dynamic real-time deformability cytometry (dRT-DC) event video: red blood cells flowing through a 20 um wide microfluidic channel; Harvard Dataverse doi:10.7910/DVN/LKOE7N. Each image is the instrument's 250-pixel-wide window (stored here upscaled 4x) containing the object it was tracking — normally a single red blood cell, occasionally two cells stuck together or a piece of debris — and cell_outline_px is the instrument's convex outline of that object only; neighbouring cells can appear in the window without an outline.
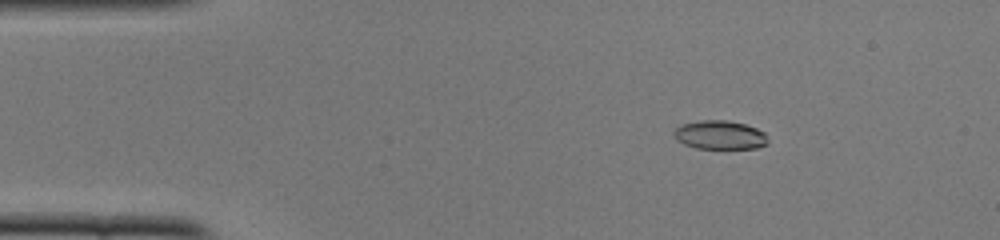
{"species": "common noctule bat (a hibernating species)", "species_latin": "Nyctalus noctula", "temperature_condition": "cold", "stored_images_in_passage": 51, "camera_frame_rate_fps": 3000, "um_per_image_px": 0.085, "animal": {"sex": "female", "body_mass_g": 22.0, "forearm_length_mm": 56.7}, "frame": {"image": 1, "passage_image": 8, "time_ms": 2.333, "image_size_px": [1000, 240], "cell_outline_px": [[768, 144], [756, 148], [696, 148], [684, 144], [676, 140], [672, 132], [680, 124], [700, 120], [728, 120], [744, 124], [756, 128], [764, 132], [768, 140]], "centroid_in_image_um": [61.16, 11.46], "position_along_channel_um": 23.8, "area_um2": 15.84}}
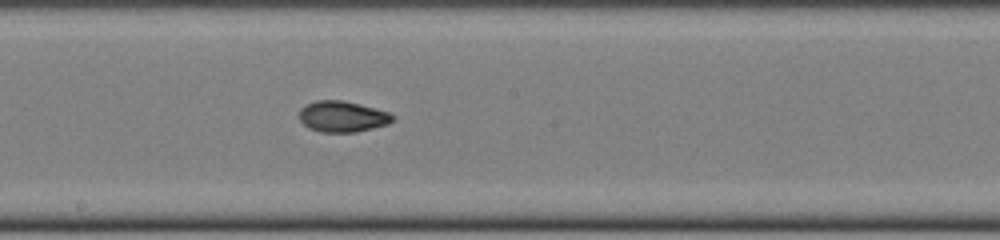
{"frame": {"image": 2, "passage_image": 28, "time_ms": 9.0, "image_size_px": [1000, 240], "cell_outline_px": [[396, 116], [388, 124], [356, 132], [320, 132], [308, 128], [300, 120], [300, 108], [316, 100], [344, 100], [360, 104], [388, 112]], "centroid_in_image_um": [29.1, 9.9], "position_along_channel_um": 219.1, "area_um2": 16.82}}
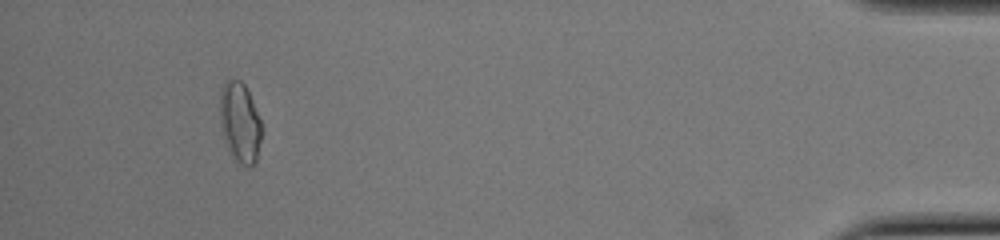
{"frame": {"image": 3, "passage_image": 48, "time_ms": 15.667, "image_size_px": [1000, 240], "cell_outline_px": [[260, 140], [256, 160], [252, 164], [244, 164], [236, 160], [224, 136], [220, 124], [220, 92], [224, 80], [240, 80], [244, 84], [252, 100], [260, 120]], "centroid_in_image_um": [20.37, 10.32], "position_along_channel_um": 414.8, "area_um2": 18.67}, "authors_computed_cell_mechanics": {"area_um2": 16.5886, "velocity_mm_per_s": 3.9368, "shape_relaxation_time_tau1_ms": 6.3203, "shape_relaxation_time_tau2_ms": 2.3392, "deformation_change_tau1": 0.1551, "deformation_change_tau2": 0.0637}}